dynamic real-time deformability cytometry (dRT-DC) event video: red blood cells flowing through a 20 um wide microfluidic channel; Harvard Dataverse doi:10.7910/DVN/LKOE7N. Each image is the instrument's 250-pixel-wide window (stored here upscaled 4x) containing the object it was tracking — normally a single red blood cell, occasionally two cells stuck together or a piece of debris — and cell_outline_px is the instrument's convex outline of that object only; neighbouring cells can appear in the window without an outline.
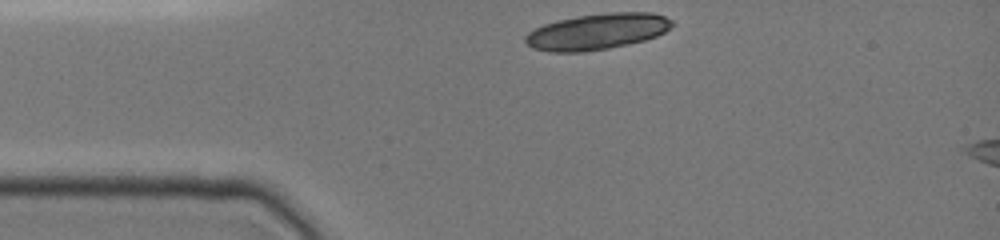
{"species": "common noctule bat (a hibernating species)", "species_latin": "Nyctalus noctula", "temperature_condition": "cold", "stored_images_in_passage": 18, "camera_frame_rate_fps": 3000, "um_per_image_px": 0.085, "animal": {"sex": "female", "body_mass_g": 19.0, "forearm_length_mm": 51.5}, "frame": {"image": 1, "passage_image": 1, "time_ms": 0.0, "image_size_px": [1000, 240], "cell_outline_px": [[672, 24], [664, 32], [656, 36], [644, 40], [628, 44], [608, 48], [584, 52], [548, 52], [532, 48], [524, 40], [524, 36], [528, 32], [544, 24], [556, 20], [580, 16], [608, 12], [652, 12], [664, 16], [672, 20]], "centroid_in_image_um": [50.73, 2.68], "position_along_channel_um": 34.3, "area_um2": 30.75}}